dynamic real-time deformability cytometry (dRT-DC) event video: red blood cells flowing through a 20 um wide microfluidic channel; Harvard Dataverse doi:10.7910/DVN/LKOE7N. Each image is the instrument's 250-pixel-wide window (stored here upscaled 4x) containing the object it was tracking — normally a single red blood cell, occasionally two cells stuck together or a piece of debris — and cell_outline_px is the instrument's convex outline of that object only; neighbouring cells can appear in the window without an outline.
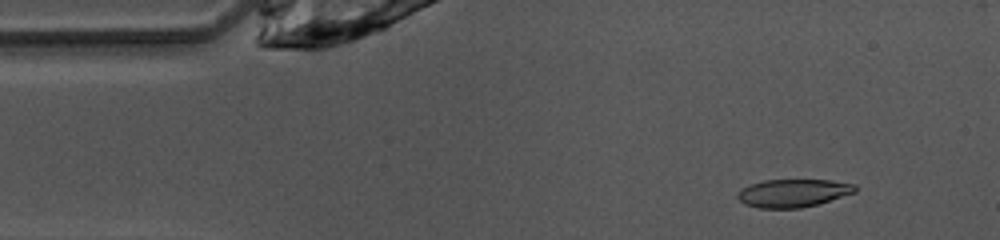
{"species": "common noctule bat (a hibernating species)", "species_latin": "Nyctalus noctula", "temperature_condition": "warm", "stored_images_in_passage": 44, "camera_frame_rate_fps": 3000, "um_per_image_px": 0.085, "animal": {"sex": "female", "body_mass_g": 10.0, "forearm_length_mm": 53.1}, "frame": {"image": 1, "passage_image": 1, "time_ms": 0.0, "image_size_px": [1000, 240], "cell_outline_px": [[856, 192], [816, 204], [800, 208], [756, 208], [744, 204], [736, 196], [736, 192], [740, 188], [764, 180], [832, 180], [856, 184]], "centroid_in_image_um": [67.38, 16.41], "position_along_channel_um": 17.6, "area_um2": 19.19}}
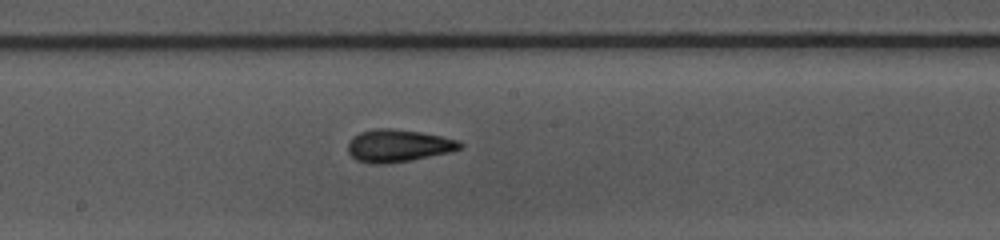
{"frame": {"image": 2, "passage_image": 20, "time_ms": 6.333, "image_size_px": [1000, 240], "cell_outline_px": [[464, 148], [452, 152], [388, 164], [368, 164], [356, 160], [348, 152], [348, 140], [352, 136], [360, 132], [376, 128], [392, 128], [420, 132], [460, 140], [464, 144]], "centroid_in_image_um": [33.85, 12.39], "position_along_channel_um": 214.3, "area_um2": 21.56}}
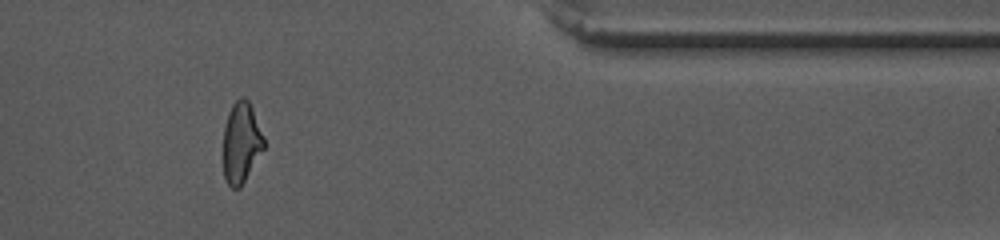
{"frame": {"image": 3, "passage_image": 35, "time_ms": 11.333, "image_size_px": [1000, 240], "cell_outline_px": [[264, 148], [240, 188], [232, 188], [228, 184], [224, 176], [224, 128], [228, 112], [232, 104], [240, 96], [244, 96], [248, 100], [252, 108], [264, 136]], "centroid_in_image_um": [20.51, 12.09], "position_along_channel_um": 390.9, "area_um2": 19.02}, "authors_computed_cell_mechanics": {"area_um2": 20.1144, "velocity_mm_per_s": 4.0859, "shape_relaxation_time_tau1_ms": 3.4057, "shape_relaxation_time_tau2_ms": 1.8339, "deformation_change_tau1": 0.1751, "deformation_change_tau2": 0.0839}}